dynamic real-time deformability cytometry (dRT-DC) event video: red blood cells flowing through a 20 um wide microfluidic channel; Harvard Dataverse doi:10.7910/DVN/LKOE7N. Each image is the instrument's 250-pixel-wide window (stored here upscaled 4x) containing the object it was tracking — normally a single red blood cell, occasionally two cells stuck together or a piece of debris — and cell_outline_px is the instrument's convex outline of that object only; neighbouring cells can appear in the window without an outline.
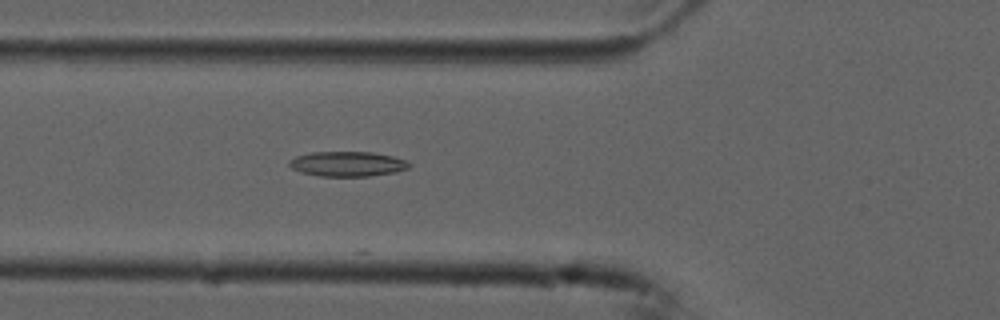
{"species": "common noctule bat (a hibernating species)", "species_latin": "Nyctalus noctula", "temperature_condition": "cold", "stored_images_in_passage": 38, "camera_frame_rate_fps": 3000, "um_per_image_px": 0.085, "animal": {"sex": "male", "forearm_length_mm": 52.5}, "frame": {"image": 1, "passage_image": 3, "time_ms": 0.667, "image_size_px": [1000, 320], "cell_outline_px": [[412, 164], [408, 168], [396, 172], [368, 176], [320, 176], [300, 172], [292, 168], [288, 164], [288, 160], [296, 156], [312, 152], [372, 152], [392, 156], [408, 160]], "centroid_in_image_um": [29.55, 13.93], "position_along_channel_um": 96.3, "area_um2": 17.51}}
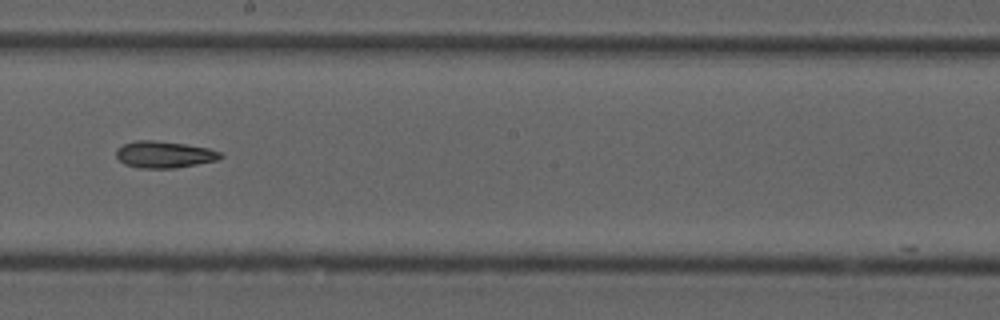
{"frame": {"image": 2, "passage_image": 14, "time_ms": 4.333, "image_size_px": [1000, 320], "cell_outline_px": [[224, 156], [216, 160], [176, 168], [140, 168], [124, 164], [116, 156], [116, 148], [124, 144], [136, 140], [156, 140], [184, 144], [208, 148], [220, 152]], "centroid_in_image_um": [13.93, 13.13], "position_along_channel_um": 234.3, "area_um2": 16.18}}
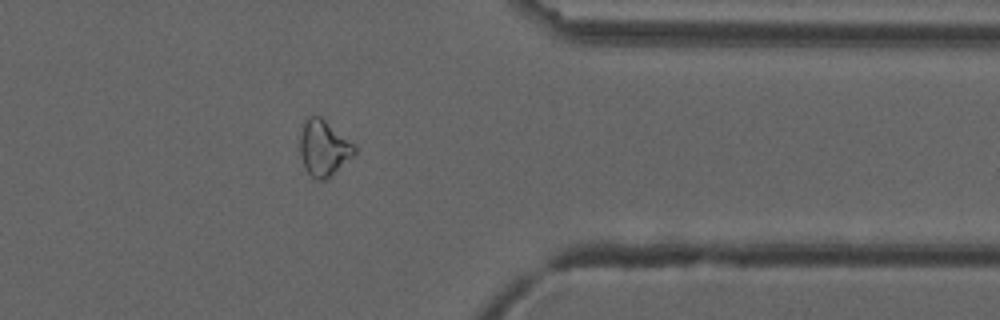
{"frame": {"image": 3, "passage_image": 27, "time_ms": 8.667, "image_size_px": [1000, 320], "cell_outline_px": [[356, 152], [352, 156], [324, 180], [316, 180], [304, 168], [300, 156], [300, 136], [304, 124], [308, 116], [320, 116], [356, 144]], "centroid_in_image_um": [27.51, 12.57], "position_along_channel_um": 383.9, "area_um2": 17.51}}